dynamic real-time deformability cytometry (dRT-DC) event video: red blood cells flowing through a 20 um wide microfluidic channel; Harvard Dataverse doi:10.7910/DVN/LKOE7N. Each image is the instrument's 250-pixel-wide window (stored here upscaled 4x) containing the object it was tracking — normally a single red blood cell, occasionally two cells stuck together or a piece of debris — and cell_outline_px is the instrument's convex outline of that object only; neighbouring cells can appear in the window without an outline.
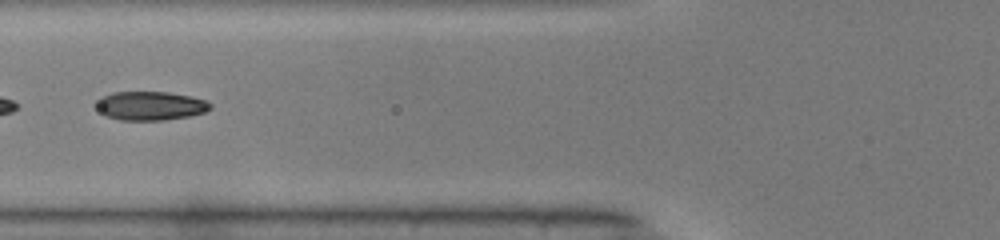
{"species": "common noctule bat (a hibernating species)", "species_latin": "Nyctalus noctula", "temperature_condition": "warm", "stored_images_in_passage": 9, "camera_frame_rate_fps": 3000, "um_per_image_px": 0.085, "animal": {"sex": "male", "body_mass_g": 19.0, "forearm_length_mm": 50.8}, "frame": {"image": 1, "passage_image": 4, "time_ms": 1.0, "image_size_px": [1000, 240], "cell_outline_px": [[212, 108], [204, 112], [188, 116], [164, 120], [120, 120], [104, 116], [96, 108], [96, 104], [100, 96], [112, 92], [168, 92], [192, 96], [208, 100], [212, 104]], "centroid_in_image_um": [12.77, 8.99], "position_along_channel_um": 113.0, "area_um2": 19.42}}
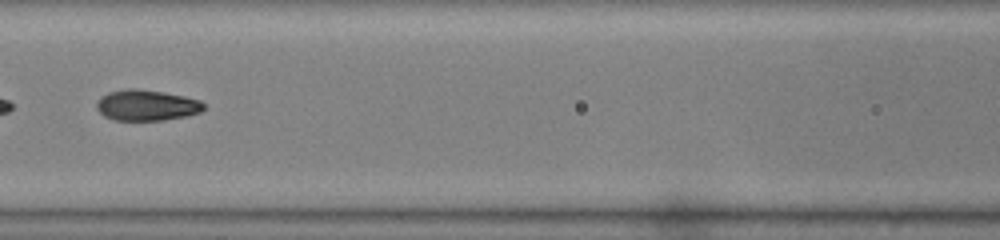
{"frame": {"image": 2, "passage_image": 7, "time_ms": 2.0, "image_size_px": [1000, 240], "cell_outline_px": [[204, 108], [200, 112], [188, 116], [164, 120], [112, 120], [104, 116], [96, 108], [96, 104], [100, 96], [108, 92], [128, 88], [160, 92], [184, 96], [200, 100], [204, 104]], "centroid_in_image_um": [12.44, 8.96], "position_along_channel_um": 154.2, "area_um2": 19.19}}